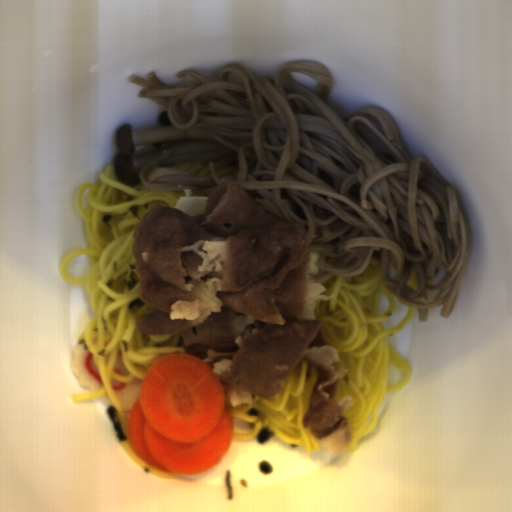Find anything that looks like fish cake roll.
<instances>
[{
  "label": "fish cake roll",
  "instance_id": "14b837c1",
  "mask_svg": "<svg viewBox=\"0 0 512 512\" xmlns=\"http://www.w3.org/2000/svg\"><path fill=\"white\" fill-rule=\"evenodd\" d=\"M70 364L83 387H88L90 392L101 390V375L88 346L79 344L75 347Z\"/></svg>",
  "mask_w": 512,
  "mask_h": 512
},
{
  "label": "fish cake roll",
  "instance_id": "80858fc9",
  "mask_svg": "<svg viewBox=\"0 0 512 512\" xmlns=\"http://www.w3.org/2000/svg\"><path fill=\"white\" fill-rule=\"evenodd\" d=\"M142 379H134L131 382L123 383L116 380L111 381L113 391L119 399L126 418L128 420L132 406L139 396Z\"/></svg>",
  "mask_w": 512,
  "mask_h": 512
},
{
  "label": "fish cake roll",
  "instance_id": "0198cecc",
  "mask_svg": "<svg viewBox=\"0 0 512 512\" xmlns=\"http://www.w3.org/2000/svg\"><path fill=\"white\" fill-rule=\"evenodd\" d=\"M113 372L123 378L129 377L131 374L127 370V368L124 364L122 352H121L120 347H118V346H117L116 355H115V359H114V363H113Z\"/></svg>",
  "mask_w": 512,
  "mask_h": 512
}]
</instances>
